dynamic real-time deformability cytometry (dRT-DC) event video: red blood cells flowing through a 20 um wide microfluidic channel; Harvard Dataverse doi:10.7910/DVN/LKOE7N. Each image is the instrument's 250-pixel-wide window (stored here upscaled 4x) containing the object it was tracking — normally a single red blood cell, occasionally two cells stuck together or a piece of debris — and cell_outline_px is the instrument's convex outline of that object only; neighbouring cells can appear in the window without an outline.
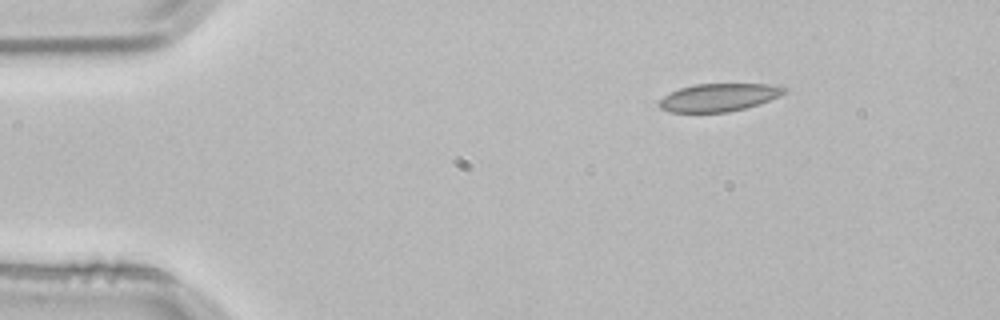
{"species": "common noctule bat (a hibernating species)", "species_latin": "Nyctalus noctula", "temperature_condition": "room temperature", "stored_images_in_passage": 4, "camera_frame_rate_fps": 3000, "um_per_image_px": 0.085, "animal": {"sex": "male", "body_mass_g": 21.5, "forearm_length_mm": 52.0}, "frame": {"image": 1, "passage_image": 1, "time_ms": 0.0, "image_size_px": [1000, 320], "cell_outline_px": [[788, 88], [784, 92], [768, 100], [744, 108], [728, 112], [672, 112], [660, 108], [660, 100], [664, 96], [680, 88], [692, 84], [768, 84]], "centroid_in_image_um": [61.06, 8.27], "position_along_channel_um": 23.9, "area_um2": 19.83}}
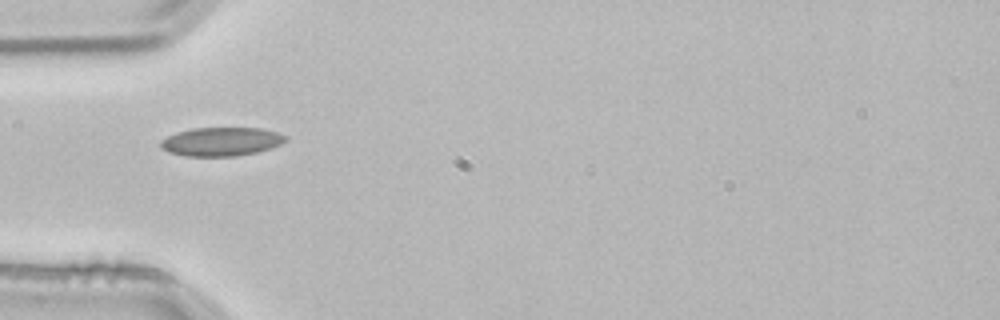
{"frame": {"image": 2, "passage_image": 3, "time_ms": 0.667, "image_size_px": [1000, 320], "cell_outline_px": [[288, 136], [280, 144], [256, 152], [236, 156], [184, 156], [168, 152], [160, 144], [160, 140], [176, 132], [192, 128], [260, 128], [276, 132]], "centroid_in_image_um": [18.77, 12.03], "position_along_channel_um": 66.2, "area_um2": 20.69}}